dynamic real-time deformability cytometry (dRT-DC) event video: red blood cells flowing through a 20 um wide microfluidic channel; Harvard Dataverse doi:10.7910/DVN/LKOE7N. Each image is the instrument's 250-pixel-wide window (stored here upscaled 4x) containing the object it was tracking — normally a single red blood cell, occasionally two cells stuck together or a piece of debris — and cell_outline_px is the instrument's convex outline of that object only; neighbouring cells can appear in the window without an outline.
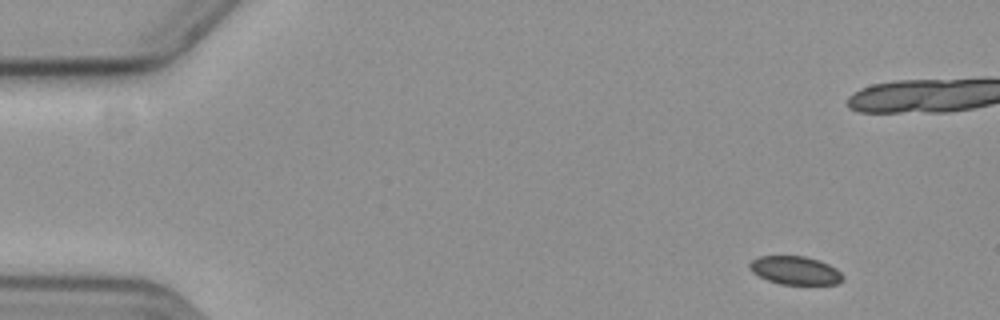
{"species": "common noctule bat (a hibernating species)", "species_latin": "Nyctalus noctula", "temperature_condition": "cold", "stored_images_in_passage": 55, "camera_frame_rate_fps": 3000, "um_per_image_px": 0.085, "animal": {"sex": "female", "body_mass_g": 19.3, "forearm_length_mm": 54.1}, "frame": {"image": 1, "passage_image": 1, "time_ms": 0.0, "image_size_px": [1000, 320], "cell_outline_px": [[844, 280], [836, 284], [780, 284], [768, 280], [752, 272], [748, 268], [748, 264], [752, 260], [760, 256], [804, 256], [820, 260], [836, 268], [844, 276]], "centroid_in_image_um": [67.6, 22.98], "position_along_channel_um": 17.4, "area_um2": 15.43}}